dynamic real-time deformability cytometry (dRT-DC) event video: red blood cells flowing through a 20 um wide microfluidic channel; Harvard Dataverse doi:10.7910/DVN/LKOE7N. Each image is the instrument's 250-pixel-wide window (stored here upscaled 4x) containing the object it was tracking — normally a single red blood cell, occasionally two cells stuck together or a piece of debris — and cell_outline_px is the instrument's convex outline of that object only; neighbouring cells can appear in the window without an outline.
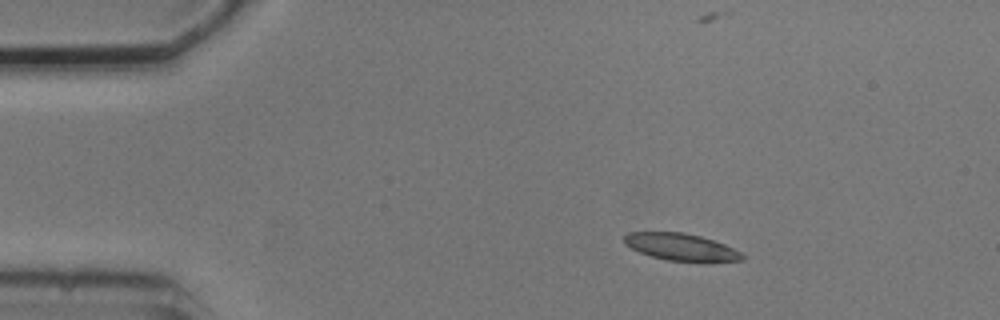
{"species": "common noctule bat (a hibernating species)", "species_latin": "Nyctalus noctula", "temperature_condition": "cold", "stored_images_in_passage": 6, "camera_frame_rate_fps": 3000, "um_per_image_px": 0.085, "animal": {"sex": "male", "body_mass_g": 20.5, "forearm_length_mm": 52.5}, "frame": {"image": 1, "passage_image": 1, "time_ms": 0.0, "image_size_px": [1000, 320], "cell_outline_px": [[744, 260], [708, 264], [668, 260], [652, 256], [640, 252], [624, 244], [624, 236], [628, 232], [680, 232], [700, 236], [724, 244], [740, 252], [744, 256]], "centroid_in_image_um": [57.95, 21.03], "position_along_channel_um": 27.1, "area_um2": 19.02}}
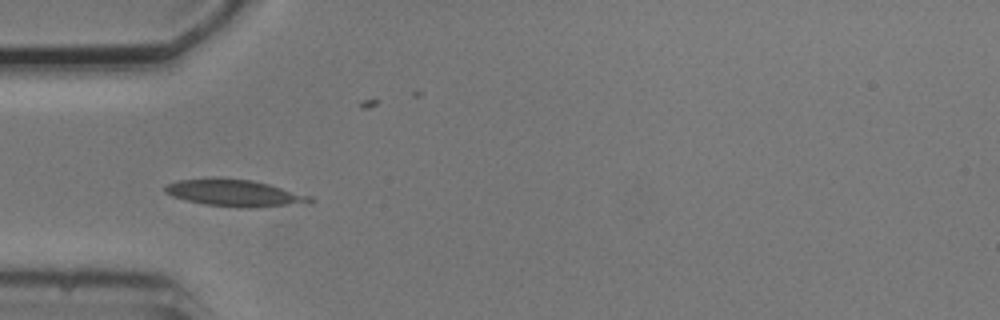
{"frame": {"image": 2, "passage_image": 3, "time_ms": 2.667, "image_size_px": [1000, 320], "cell_outline_px": [[316, 200], [288, 204], [256, 208], [236, 208], [204, 204], [184, 200], [172, 196], [164, 192], [164, 188], [168, 184], [176, 180], [212, 176], [216, 176], [252, 180], [268, 184], [312, 196]], "centroid_in_image_um": [19.83, 16.38], "position_along_channel_um": 65.2, "area_um2": 23.0}}
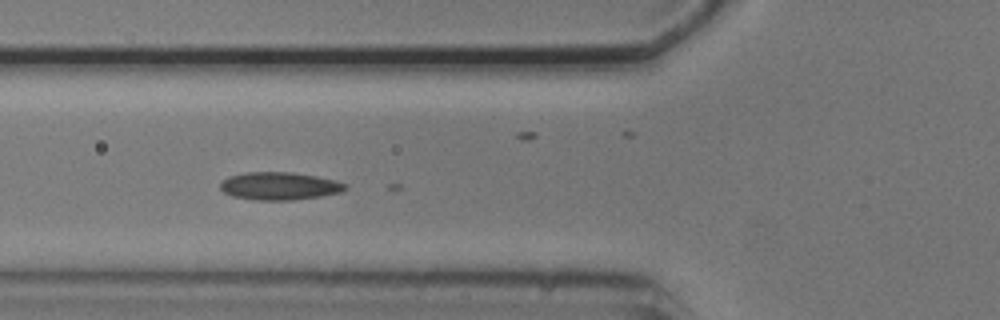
{"frame": {"image": 3, "passage_image": 4, "time_ms": 3.667, "image_size_px": [1000, 320], "cell_outline_px": [[348, 188], [340, 192], [320, 196], [292, 200], [256, 200], [232, 196], [224, 192], [220, 188], [220, 184], [228, 176], [244, 172], [292, 172], [316, 176], [336, 180], [348, 184]], "centroid_in_image_um": [23.76, 15.8], "position_along_channel_um": 102.0, "area_um2": 20.29}}